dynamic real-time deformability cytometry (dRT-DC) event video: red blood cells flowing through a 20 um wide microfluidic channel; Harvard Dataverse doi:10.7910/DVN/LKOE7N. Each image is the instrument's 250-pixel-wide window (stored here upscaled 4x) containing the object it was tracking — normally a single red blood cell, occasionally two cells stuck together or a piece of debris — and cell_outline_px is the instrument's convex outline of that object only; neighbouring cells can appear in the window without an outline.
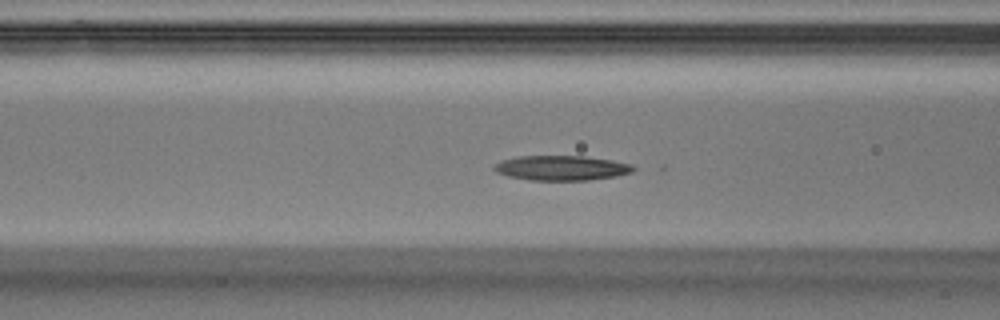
{"species": "Egyptian fruit bat (a non-hibernating species)", "species_latin": "Rousettus aegyptiacus", "temperature_condition": "warm", "stored_images_in_passage": 35, "camera_frame_rate_fps": 3000, "um_per_image_px": 0.085, "animal": {"sex": "male"}, "frame": {"image": 1, "passage_image": 5, "time_ms": 1.333, "image_size_px": [1000, 320], "cell_outline_px": [[636, 168], [632, 172], [616, 176], [588, 180], [528, 180], [508, 176], [496, 172], [492, 168], [500, 160], [516, 156], [584, 156], [612, 160], [632, 164]], "centroid_in_image_um": [47.71, 14.27], "position_along_channel_um": 118.9, "area_um2": 20.23}}
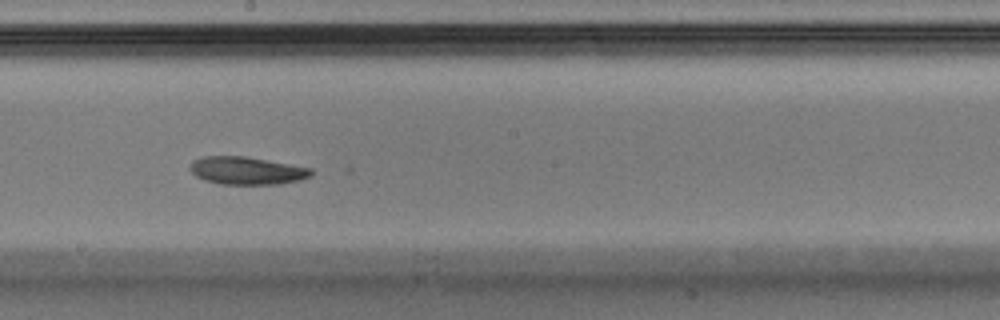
{"frame": {"image": 2, "passage_image": 13, "time_ms": 4.0, "image_size_px": [1000, 320], "cell_outline_px": [[312, 176], [300, 180], [280, 184], [220, 184], [204, 180], [196, 176], [188, 168], [192, 160], [204, 156], [244, 156], [312, 168]], "centroid_in_image_um": [20.96, 14.5], "position_along_channel_um": 227.2, "area_um2": 19.65}}
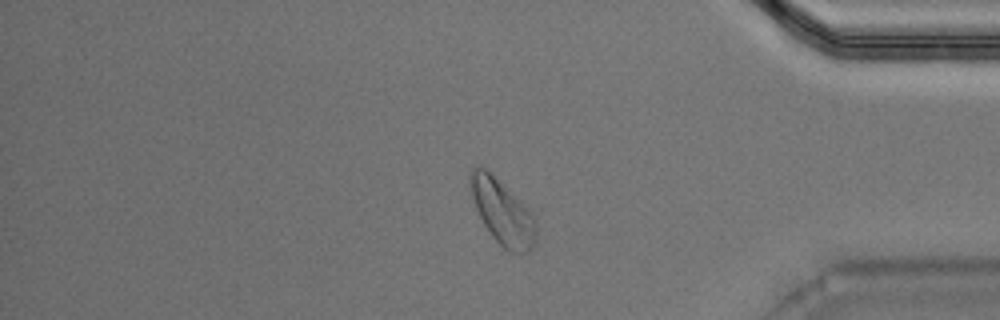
{"frame": {"image": 3, "passage_image": 27, "time_ms": 8.667, "image_size_px": [1000, 320], "cell_outline_px": [[536, 236], [532, 248], [528, 252], [512, 252], [504, 248], [492, 236], [484, 224], [476, 208], [468, 184], [468, 172], [472, 168], [484, 168], [520, 200], [532, 212], [536, 224]], "centroid_in_image_um": [42.69, 18.03], "position_along_channel_um": 392.5, "area_um2": 24.39}}